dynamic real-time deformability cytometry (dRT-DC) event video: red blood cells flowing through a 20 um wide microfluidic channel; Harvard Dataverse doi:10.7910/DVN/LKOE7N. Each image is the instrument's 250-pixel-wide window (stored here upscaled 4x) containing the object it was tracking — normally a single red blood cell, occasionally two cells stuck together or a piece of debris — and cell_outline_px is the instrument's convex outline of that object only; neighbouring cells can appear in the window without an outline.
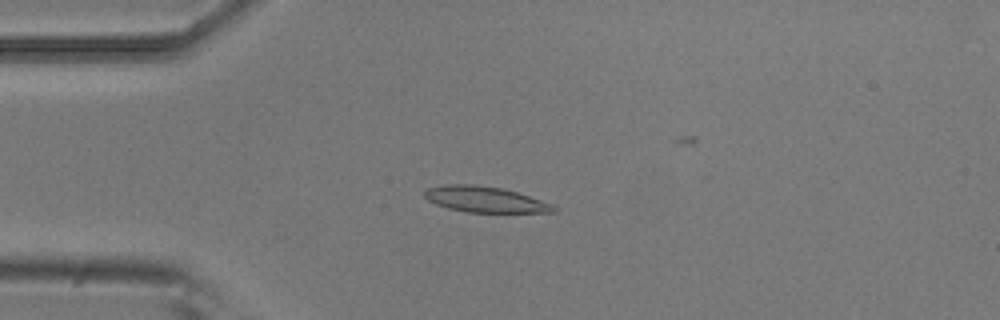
{"species": "common noctule bat (a hibernating species)", "species_latin": "Nyctalus noctula", "temperature_condition": "room temperature", "stored_images_in_passage": 6, "camera_frame_rate_fps": 3000, "um_per_image_px": 0.085, "animal": {"sex": "male", "body_mass_g": 20.5, "forearm_length_mm": 52.5}, "frame": {"image": 1, "passage_image": 3, "time_ms": 0.667, "image_size_px": [1000, 320], "cell_outline_px": [[556, 212], [468, 212], [448, 208], [436, 204], [428, 200], [424, 196], [424, 192], [428, 188], [448, 184], [476, 184], [504, 188], [552, 204], [556, 208]], "centroid_in_image_um": [41.21, 16.94], "position_along_channel_um": 43.8, "area_um2": 19.25}}
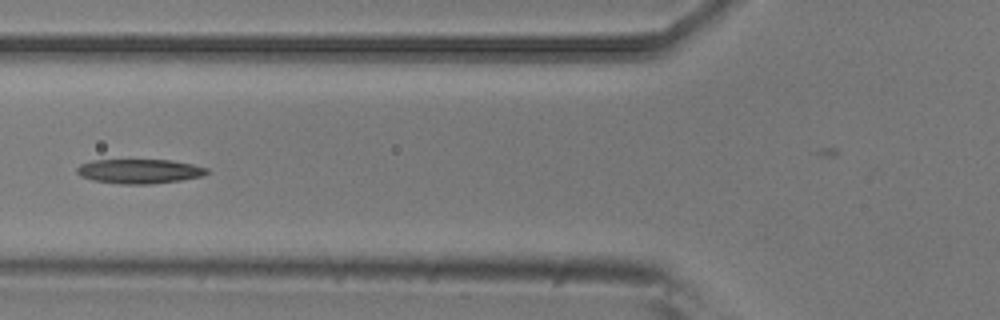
{"frame": {"image": 2, "passage_image": 5, "time_ms": 1.333, "image_size_px": [1000, 320], "cell_outline_px": [[212, 172], [204, 176], [180, 180], [148, 184], [120, 184], [92, 180], [80, 176], [76, 172], [76, 168], [80, 164], [92, 160], [172, 160], [192, 164], [208, 168]], "centroid_in_image_um": [11.87, 14.55], "position_along_channel_um": 113.9, "area_um2": 18.67}}
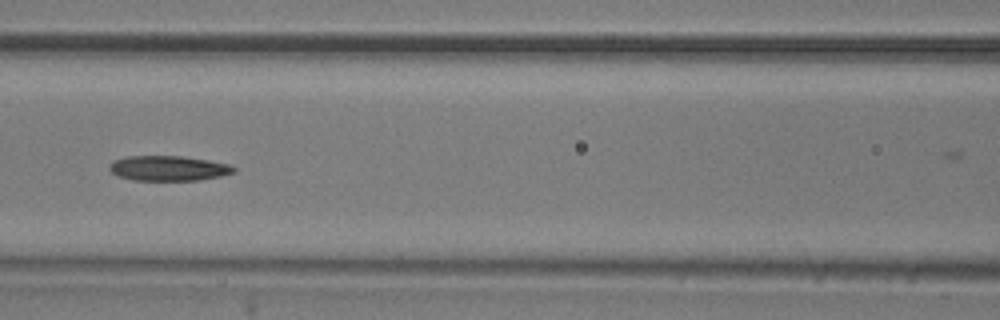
{"frame": {"image": 3, "passage_image": 6, "time_ms": 1.667, "image_size_px": [1000, 320], "cell_outline_px": [[236, 172], [220, 176], [200, 180], [132, 180], [120, 176], [112, 172], [108, 168], [112, 160], [128, 156], [180, 156], [208, 160], [228, 164], [236, 168]], "centroid_in_image_um": [14.31, 14.3], "position_along_channel_um": 152.3, "area_um2": 18.09}}